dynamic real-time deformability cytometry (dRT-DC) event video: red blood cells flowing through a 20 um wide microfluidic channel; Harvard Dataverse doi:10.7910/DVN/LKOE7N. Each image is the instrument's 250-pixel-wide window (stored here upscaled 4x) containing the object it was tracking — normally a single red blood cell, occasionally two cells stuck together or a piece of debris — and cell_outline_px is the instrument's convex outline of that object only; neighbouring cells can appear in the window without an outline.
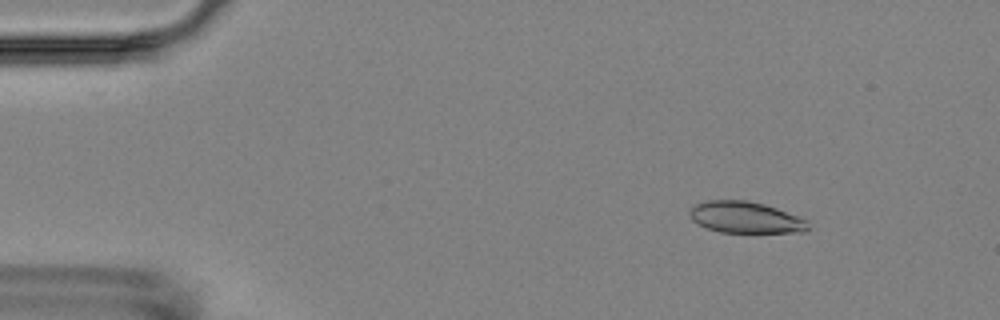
{"species": "Egyptian fruit bat (a non-hibernating species)", "species_latin": "Rousettus aegyptiacus", "temperature_condition": "room temperature", "stored_images_in_passage": 10, "camera_frame_rate_fps": 3000, "um_per_image_px": 0.085, "animal": {"sex": "female"}, "frame": {"image": 1, "passage_image": 2, "time_ms": 2.0, "image_size_px": [1000, 320], "cell_outline_px": [[808, 228], [804, 232], [720, 232], [708, 228], [692, 220], [688, 212], [696, 204], [708, 200], [748, 200], [764, 204], [776, 208], [808, 220]], "centroid_in_image_um": [63.37, 18.47], "position_along_channel_um": 21.6, "area_um2": 21.5}}
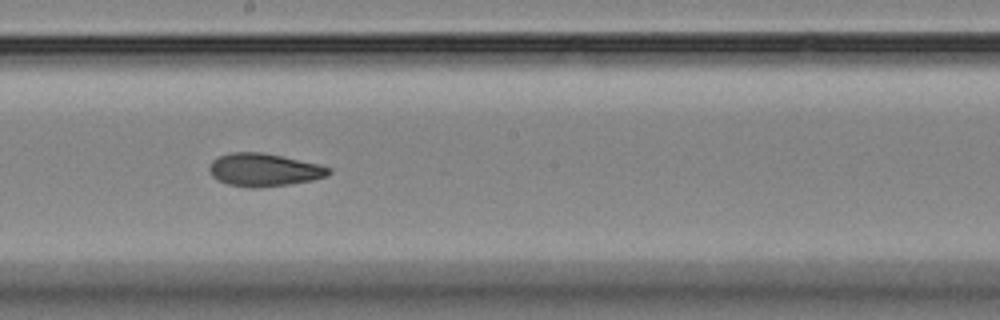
{"frame": {"image": 2, "passage_image": 9, "time_ms": 10.0, "image_size_px": [1000, 320], "cell_outline_px": [[332, 172], [328, 176], [312, 180], [288, 184], [260, 188], [248, 188], [228, 184], [216, 180], [212, 176], [208, 168], [212, 160], [220, 156], [232, 152], [264, 152], [316, 164], [332, 168]], "centroid_in_image_um": [22.42, 14.45], "position_along_channel_um": 225.8, "area_um2": 22.95}}
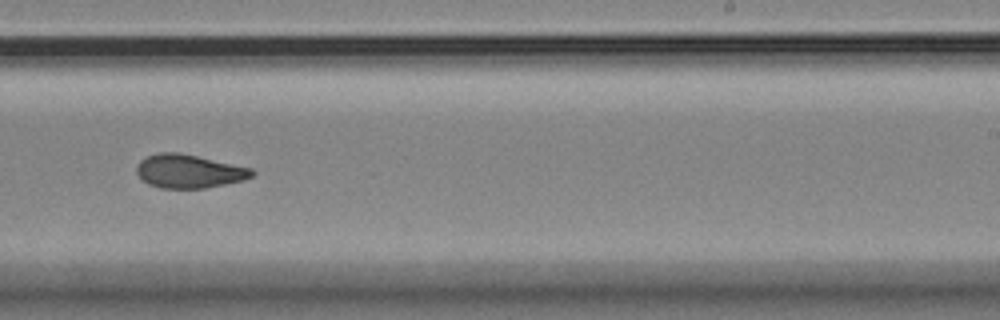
{"frame": {"image": 3, "passage_image": 10, "time_ms": 11.333, "image_size_px": [1000, 320], "cell_outline_px": [[256, 172], [252, 176], [244, 180], [204, 188], [160, 188], [148, 184], [136, 172], [136, 164], [140, 160], [148, 156], [160, 152], [180, 152], [252, 168]], "centroid_in_image_um": [16.06, 14.55], "position_along_channel_um": 272.9, "area_um2": 22.54}}